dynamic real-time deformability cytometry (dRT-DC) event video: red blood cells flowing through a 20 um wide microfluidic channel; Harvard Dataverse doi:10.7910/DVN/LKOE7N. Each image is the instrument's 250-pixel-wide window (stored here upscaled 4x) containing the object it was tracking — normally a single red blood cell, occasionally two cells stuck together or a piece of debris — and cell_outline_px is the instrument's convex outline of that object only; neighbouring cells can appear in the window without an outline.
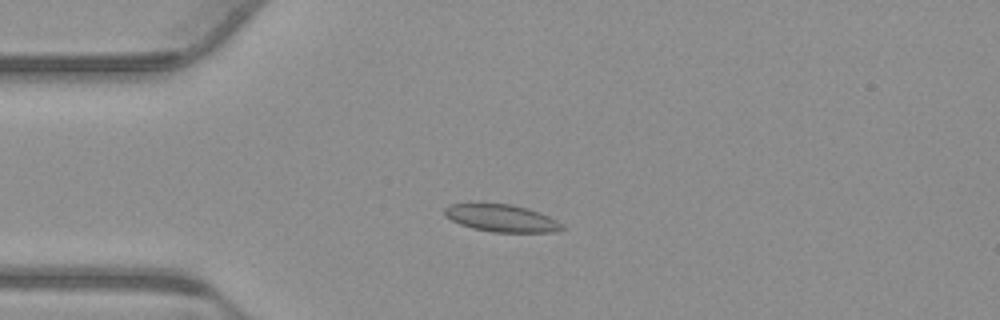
{"species": "common noctule bat (a hibernating species)", "species_latin": "Nyctalus noctula", "temperature_condition": "warm", "stored_images_in_passage": 55, "camera_frame_rate_fps": 3000, "um_per_image_px": 0.085, "animal": {"sex": "male", "body_mass_g": 23.1, "forearm_length_mm": 52.7}, "frame": {"image": 1, "passage_image": 14, "time_ms": 4.333, "image_size_px": [1000, 320], "cell_outline_px": [[564, 228], [556, 232], [492, 232], [472, 228], [460, 224], [444, 216], [444, 208], [448, 204], [468, 200], [512, 204], [528, 208], [548, 216], [564, 224]], "centroid_in_image_um": [42.53, 18.49], "position_along_channel_um": 42.5, "area_um2": 19.59}}
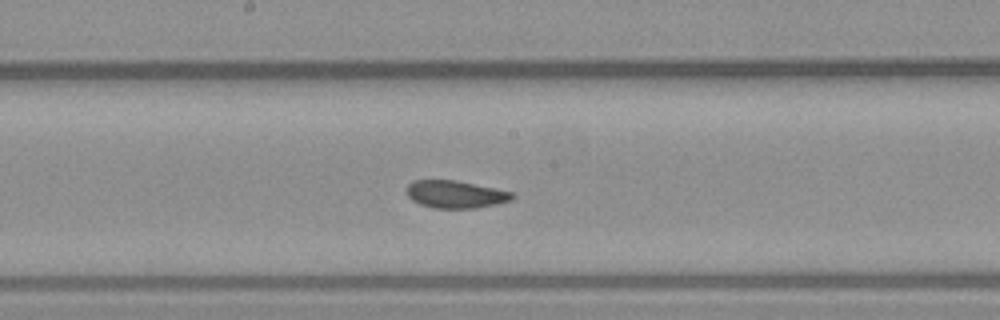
{"frame": {"image": 2, "passage_image": 29, "time_ms": 9.333, "image_size_px": [1000, 320], "cell_outline_px": [[516, 196], [512, 200], [496, 204], [476, 208], [432, 208], [420, 204], [412, 200], [408, 196], [408, 184], [412, 180], [456, 180], [512, 192]], "centroid_in_image_um": [38.72, 16.52], "position_along_channel_um": 209.5, "area_um2": 16.88}}
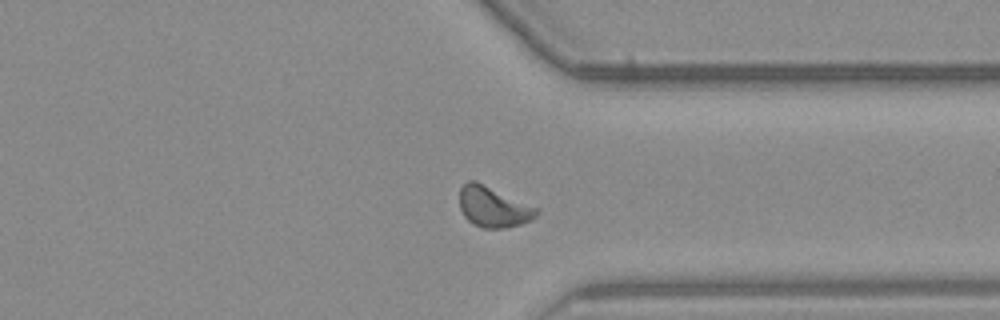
{"frame": {"image": 3, "passage_image": 42, "time_ms": 13.667, "image_size_px": [1000, 320], "cell_outline_px": [[540, 212], [532, 220], [508, 228], [480, 228], [468, 220], [464, 216], [460, 208], [460, 188], [468, 180], [476, 180], [540, 208]], "centroid_in_image_um": [41.96, 17.58], "position_along_channel_um": 369.4, "area_um2": 18.55}}